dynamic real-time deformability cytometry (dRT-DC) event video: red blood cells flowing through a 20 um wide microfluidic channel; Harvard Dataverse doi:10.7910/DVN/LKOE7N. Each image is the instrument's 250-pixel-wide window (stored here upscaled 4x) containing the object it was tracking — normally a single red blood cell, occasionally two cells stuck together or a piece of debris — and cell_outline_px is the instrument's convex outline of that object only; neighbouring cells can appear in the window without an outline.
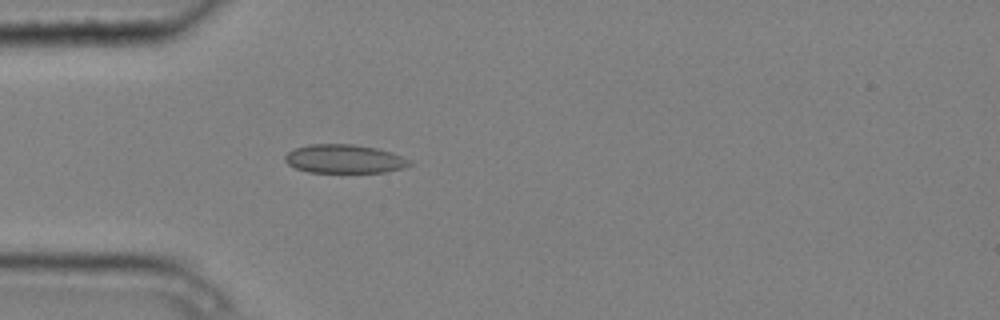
{"species": "common noctule bat (a hibernating species)", "species_latin": "Nyctalus noctula", "temperature_condition": "cold", "stored_images_in_passage": 3, "camera_frame_rate_fps": 3000, "um_per_image_px": 0.085, "animal": {"sex": "male", "body_mass_g": 20.4}, "frame": {"image": 1, "passage_image": 3, "time_ms": 0.667, "image_size_px": [1000, 320], "cell_outline_px": [[412, 164], [404, 168], [388, 172], [308, 172], [296, 168], [288, 164], [284, 160], [284, 156], [288, 152], [296, 148], [308, 144], [352, 144], [376, 148], [392, 152], [412, 160]], "centroid_in_image_um": [29.3, 13.51], "position_along_channel_um": 55.7, "area_um2": 20.92}}